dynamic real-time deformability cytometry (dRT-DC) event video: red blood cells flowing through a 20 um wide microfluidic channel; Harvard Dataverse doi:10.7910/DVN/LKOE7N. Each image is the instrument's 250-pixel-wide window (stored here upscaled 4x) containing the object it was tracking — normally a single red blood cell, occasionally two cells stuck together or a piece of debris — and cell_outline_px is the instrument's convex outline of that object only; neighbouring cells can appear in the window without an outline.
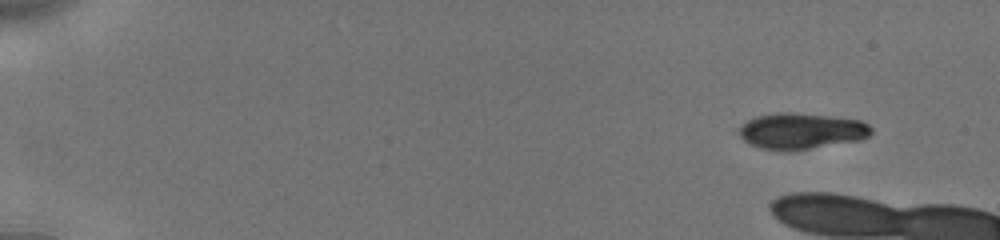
{"species": "human", "species_latin": "Homo sapiens", "temperature_condition": "cold", "stored_images_in_passage": 11, "camera_frame_rate_fps": 3000, "um_per_image_px": 0.085, "donor": {"sex": "male"}, "frame": {"image": 1, "passage_image": 1, "time_ms": 0.0, "image_size_px": [1000, 240], "cell_outline_px": [[872, 132], [868, 136], [860, 140], [792, 152], [784, 152], [760, 148], [744, 140], [736, 132], [740, 124], [756, 116], [780, 112], [788, 112], [832, 116], [860, 120], [868, 124], [872, 128]], "centroid_in_image_um": [68.08, 11.15], "position_along_channel_um": 16.9, "area_um2": 28.26}}